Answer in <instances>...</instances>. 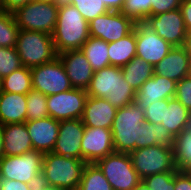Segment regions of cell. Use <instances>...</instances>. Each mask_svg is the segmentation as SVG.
<instances>
[{"instance_id":"47","label":"cell","mask_w":191,"mask_h":190,"mask_svg":"<svg viewBox=\"0 0 191 190\" xmlns=\"http://www.w3.org/2000/svg\"><path fill=\"white\" fill-rule=\"evenodd\" d=\"M72 0H56L55 1V5L60 8V7H63V6H67L69 4H71Z\"/></svg>"},{"instance_id":"18","label":"cell","mask_w":191,"mask_h":190,"mask_svg":"<svg viewBox=\"0 0 191 190\" xmlns=\"http://www.w3.org/2000/svg\"><path fill=\"white\" fill-rule=\"evenodd\" d=\"M176 83L174 80L153 74L137 91L134 102L145 110L153 102L175 97Z\"/></svg>"},{"instance_id":"28","label":"cell","mask_w":191,"mask_h":190,"mask_svg":"<svg viewBox=\"0 0 191 190\" xmlns=\"http://www.w3.org/2000/svg\"><path fill=\"white\" fill-rule=\"evenodd\" d=\"M32 87L31 69L22 66L1 79V91L27 95Z\"/></svg>"},{"instance_id":"25","label":"cell","mask_w":191,"mask_h":190,"mask_svg":"<svg viewBox=\"0 0 191 190\" xmlns=\"http://www.w3.org/2000/svg\"><path fill=\"white\" fill-rule=\"evenodd\" d=\"M108 46L110 65L123 67L136 56L135 28L130 34L120 40L109 42Z\"/></svg>"},{"instance_id":"32","label":"cell","mask_w":191,"mask_h":190,"mask_svg":"<svg viewBox=\"0 0 191 190\" xmlns=\"http://www.w3.org/2000/svg\"><path fill=\"white\" fill-rule=\"evenodd\" d=\"M27 118L26 121L43 119L49 116L47 108V96L40 91L32 89L27 94Z\"/></svg>"},{"instance_id":"27","label":"cell","mask_w":191,"mask_h":190,"mask_svg":"<svg viewBox=\"0 0 191 190\" xmlns=\"http://www.w3.org/2000/svg\"><path fill=\"white\" fill-rule=\"evenodd\" d=\"M108 47V42L90 36L80 50L84 53L92 69L97 71L110 66Z\"/></svg>"},{"instance_id":"35","label":"cell","mask_w":191,"mask_h":190,"mask_svg":"<svg viewBox=\"0 0 191 190\" xmlns=\"http://www.w3.org/2000/svg\"><path fill=\"white\" fill-rule=\"evenodd\" d=\"M22 66L16 47H0V79H3Z\"/></svg>"},{"instance_id":"34","label":"cell","mask_w":191,"mask_h":190,"mask_svg":"<svg viewBox=\"0 0 191 190\" xmlns=\"http://www.w3.org/2000/svg\"><path fill=\"white\" fill-rule=\"evenodd\" d=\"M71 4L76 7L88 23L109 12L102 0H72Z\"/></svg>"},{"instance_id":"11","label":"cell","mask_w":191,"mask_h":190,"mask_svg":"<svg viewBox=\"0 0 191 190\" xmlns=\"http://www.w3.org/2000/svg\"><path fill=\"white\" fill-rule=\"evenodd\" d=\"M87 98L86 90L80 88L47 96L49 116L57 121L81 119Z\"/></svg>"},{"instance_id":"48","label":"cell","mask_w":191,"mask_h":190,"mask_svg":"<svg viewBox=\"0 0 191 190\" xmlns=\"http://www.w3.org/2000/svg\"><path fill=\"white\" fill-rule=\"evenodd\" d=\"M131 190H150L148 188V186H146V184L141 180V182L135 186L134 188H132Z\"/></svg>"},{"instance_id":"7","label":"cell","mask_w":191,"mask_h":190,"mask_svg":"<svg viewBox=\"0 0 191 190\" xmlns=\"http://www.w3.org/2000/svg\"><path fill=\"white\" fill-rule=\"evenodd\" d=\"M59 8L54 3L31 1L13 12L20 30L37 31L52 35Z\"/></svg>"},{"instance_id":"40","label":"cell","mask_w":191,"mask_h":190,"mask_svg":"<svg viewBox=\"0 0 191 190\" xmlns=\"http://www.w3.org/2000/svg\"><path fill=\"white\" fill-rule=\"evenodd\" d=\"M175 190H191V175L186 170L175 173Z\"/></svg>"},{"instance_id":"15","label":"cell","mask_w":191,"mask_h":190,"mask_svg":"<svg viewBox=\"0 0 191 190\" xmlns=\"http://www.w3.org/2000/svg\"><path fill=\"white\" fill-rule=\"evenodd\" d=\"M82 160L87 164L115 152L111 129L85 126L81 141Z\"/></svg>"},{"instance_id":"20","label":"cell","mask_w":191,"mask_h":190,"mask_svg":"<svg viewBox=\"0 0 191 190\" xmlns=\"http://www.w3.org/2000/svg\"><path fill=\"white\" fill-rule=\"evenodd\" d=\"M154 74L180 81L191 75V62L181 46L173 47L169 53L154 67Z\"/></svg>"},{"instance_id":"24","label":"cell","mask_w":191,"mask_h":190,"mask_svg":"<svg viewBox=\"0 0 191 190\" xmlns=\"http://www.w3.org/2000/svg\"><path fill=\"white\" fill-rule=\"evenodd\" d=\"M190 113L178 99L170 98L168 99V106L165 107L164 121L161 124L175 138L189 127Z\"/></svg>"},{"instance_id":"37","label":"cell","mask_w":191,"mask_h":190,"mask_svg":"<svg viewBox=\"0 0 191 190\" xmlns=\"http://www.w3.org/2000/svg\"><path fill=\"white\" fill-rule=\"evenodd\" d=\"M168 106V99H163L158 102L151 103L144 110L145 121L153 124H161L164 121L165 107Z\"/></svg>"},{"instance_id":"13","label":"cell","mask_w":191,"mask_h":190,"mask_svg":"<svg viewBox=\"0 0 191 190\" xmlns=\"http://www.w3.org/2000/svg\"><path fill=\"white\" fill-rule=\"evenodd\" d=\"M136 56L155 67L173 48L144 23H135Z\"/></svg>"},{"instance_id":"22","label":"cell","mask_w":191,"mask_h":190,"mask_svg":"<svg viewBox=\"0 0 191 190\" xmlns=\"http://www.w3.org/2000/svg\"><path fill=\"white\" fill-rule=\"evenodd\" d=\"M2 130L6 156L22 155L33 150L25 123L5 124L2 125Z\"/></svg>"},{"instance_id":"8","label":"cell","mask_w":191,"mask_h":190,"mask_svg":"<svg viewBox=\"0 0 191 190\" xmlns=\"http://www.w3.org/2000/svg\"><path fill=\"white\" fill-rule=\"evenodd\" d=\"M130 158L141 180L157 173L178 171L172 147L153 145L138 148L130 153Z\"/></svg>"},{"instance_id":"4","label":"cell","mask_w":191,"mask_h":190,"mask_svg":"<svg viewBox=\"0 0 191 190\" xmlns=\"http://www.w3.org/2000/svg\"><path fill=\"white\" fill-rule=\"evenodd\" d=\"M89 23L72 4L60 7L52 40L56 53L81 49L89 39Z\"/></svg>"},{"instance_id":"26","label":"cell","mask_w":191,"mask_h":190,"mask_svg":"<svg viewBox=\"0 0 191 190\" xmlns=\"http://www.w3.org/2000/svg\"><path fill=\"white\" fill-rule=\"evenodd\" d=\"M123 78L137 91L154 74V67L135 56L129 63L121 67Z\"/></svg>"},{"instance_id":"16","label":"cell","mask_w":191,"mask_h":190,"mask_svg":"<svg viewBox=\"0 0 191 190\" xmlns=\"http://www.w3.org/2000/svg\"><path fill=\"white\" fill-rule=\"evenodd\" d=\"M85 125L81 119L59 121L58 137L52 153L82 160L81 141Z\"/></svg>"},{"instance_id":"17","label":"cell","mask_w":191,"mask_h":190,"mask_svg":"<svg viewBox=\"0 0 191 190\" xmlns=\"http://www.w3.org/2000/svg\"><path fill=\"white\" fill-rule=\"evenodd\" d=\"M73 88L86 90L93 78L94 70L80 49L58 54Z\"/></svg>"},{"instance_id":"10","label":"cell","mask_w":191,"mask_h":190,"mask_svg":"<svg viewBox=\"0 0 191 190\" xmlns=\"http://www.w3.org/2000/svg\"><path fill=\"white\" fill-rule=\"evenodd\" d=\"M31 76L33 89L46 96L73 88L59 57L49 63L31 68Z\"/></svg>"},{"instance_id":"36","label":"cell","mask_w":191,"mask_h":190,"mask_svg":"<svg viewBox=\"0 0 191 190\" xmlns=\"http://www.w3.org/2000/svg\"><path fill=\"white\" fill-rule=\"evenodd\" d=\"M177 171H169L153 174L142 181L150 190H175V173Z\"/></svg>"},{"instance_id":"19","label":"cell","mask_w":191,"mask_h":190,"mask_svg":"<svg viewBox=\"0 0 191 190\" xmlns=\"http://www.w3.org/2000/svg\"><path fill=\"white\" fill-rule=\"evenodd\" d=\"M25 124L33 150L43 154L52 152L58 137L59 121L48 116L43 119L26 121Z\"/></svg>"},{"instance_id":"49","label":"cell","mask_w":191,"mask_h":190,"mask_svg":"<svg viewBox=\"0 0 191 190\" xmlns=\"http://www.w3.org/2000/svg\"><path fill=\"white\" fill-rule=\"evenodd\" d=\"M33 190H57V189H53V188H50V187H45V186H42V185H38V186H35Z\"/></svg>"},{"instance_id":"42","label":"cell","mask_w":191,"mask_h":190,"mask_svg":"<svg viewBox=\"0 0 191 190\" xmlns=\"http://www.w3.org/2000/svg\"><path fill=\"white\" fill-rule=\"evenodd\" d=\"M33 0H0L1 11L13 13L16 9Z\"/></svg>"},{"instance_id":"44","label":"cell","mask_w":191,"mask_h":190,"mask_svg":"<svg viewBox=\"0 0 191 190\" xmlns=\"http://www.w3.org/2000/svg\"><path fill=\"white\" fill-rule=\"evenodd\" d=\"M109 11H121L125 0H102Z\"/></svg>"},{"instance_id":"9","label":"cell","mask_w":191,"mask_h":190,"mask_svg":"<svg viewBox=\"0 0 191 190\" xmlns=\"http://www.w3.org/2000/svg\"><path fill=\"white\" fill-rule=\"evenodd\" d=\"M95 164L113 190H131L141 182L128 153L114 152L98 160Z\"/></svg>"},{"instance_id":"12","label":"cell","mask_w":191,"mask_h":190,"mask_svg":"<svg viewBox=\"0 0 191 190\" xmlns=\"http://www.w3.org/2000/svg\"><path fill=\"white\" fill-rule=\"evenodd\" d=\"M135 22L120 11H109L89 22V35L105 42H116L130 34Z\"/></svg>"},{"instance_id":"52","label":"cell","mask_w":191,"mask_h":190,"mask_svg":"<svg viewBox=\"0 0 191 190\" xmlns=\"http://www.w3.org/2000/svg\"><path fill=\"white\" fill-rule=\"evenodd\" d=\"M189 127L191 128V113H190V122H189Z\"/></svg>"},{"instance_id":"3","label":"cell","mask_w":191,"mask_h":190,"mask_svg":"<svg viewBox=\"0 0 191 190\" xmlns=\"http://www.w3.org/2000/svg\"><path fill=\"white\" fill-rule=\"evenodd\" d=\"M86 164L78 158L45 153L40 185L57 190H77Z\"/></svg>"},{"instance_id":"21","label":"cell","mask_w":191,"mask_h":190,"mask_svg":"<svg viewBox=\"0 0 191 190\" xmlns=\"http://www.w3.org/2000/svg\"><path fill=\"white\" fill-rule=\"evenodd\" d=\"M117 108L105 98L88 96L81 118L85 126L111 129Z\"/></svg>"},{"instance_id":"50","label":"cell","mask_w":191,"mask_h":190,"mask_svg":"<svg viewBox=\"0 0 191 190\" xmlns=\"http://www.w3.org/2000/svg\"><path fill=\"white\" fill-rule=\"evenodd\" d=\"M33 1L42 3H55L56 0H33Z\"/></svg>"},{"instance_id":"14","label":"cell","mask_w":191,"mask_h":190,"mask_svg":"<svg viewBox=\"0 0 191 190\" xmlns=\"http://www.w3.org/2000/svg\"><path fill=\"white\" fill-rule=\"evenodd\" d=\"M143 23L173 47L182 46L187 30L180 8L149 16Z\"/></svg>"},{"instance_id":"23","label":"cell","mask_w":191,"mask_h":190,"mask_svg":"<svg viewBox=\"0 0 191 190\" xmlns=\"http://www.w3.org/2000/svg\"><path fill=\"white\" fill-rule=\"evenodd\" d=\"M27 95L0 90V124L25 123Z\"/></svg>"},{"instance_id":"5","label":"cell","mask_w":191,"mask_h":190,"mask_svg":"<svg viewBox=\"0 0 191 190\" xmlns=\"http://www.w3.org/2000/svg\"><path fill=\"white\" fill-rule=\"evenodd\" d=\"M16 50L22 65L30 69L58 57L52 35L43 32L19 30Z\"/></svg>"},{"instance_id":"41","label":"cell","mask_w":191,"mask_h":190,"mask_svg":"<svg viewBox=\"0 0 191 190\" xmlns=\"http://www.w3.org/2000/svg\"><path fill=\"white\" fill-rule=\"evenodd\" d=\"M1 190H33L35 186L16 180L0 178Z\"/></svg>"},{"instance_id":"45","label":"cell","mask_w":191,"mask_h":190,"mask_svg":"<svg viewBox=\"0 0 191 190\" xmlns=\"http://www.w3.org/2000/svg\"><path fill=\"white\" fill-rule=\"evenodd\" d=\"M189 57L191 62V30H188L185 35V39L181 46Z\"/></svg>"},{"instance_id":"29","label":"cell","mask_w":191,"mask_h":190,"mask_svg":"<svg viewBox=\"0 0 191 190\" xmlns=\"http://www.w3.org/2000/svg\"><path fill=\"white\" fill-rule=\"evenodd\" d=\"M174 165L178 170L191 166V128L183 130L174 138Z\"/></svg>"},{"instance_id":"39","label":"cell","mask_w":191,"mask_h":190,"mask_svg":"<svg viewBox=\"0 0 191 190\" xmlns=\"http://www.w3.org/2000/svg\"><path fill=\"white\" fill-rule=\"evenodd\" d=\"M182 0H151V16L180 8Z\"/></svg>"},{"instance_id":"38","label":"cell","mask_w":191,"mask_h":190,"mask_svg":"<svg viewBox=\"0 0 191 190\" xmlns=\"http://www.w3.org/2000/svg\"><path fill=\"white\" fill-rule=\"evenodd\" d=\"M175 98L191 112V75L176 83Z\"/></svg>"},{"instance_id":"46","label":"cell","mask_w":191,"mask_h":190,"mask_svg":"<svg viewBox=\"0 0 191 190\" xmlns=\"http://www.w3.org/2000/svg\"><path fill=\"white\" fill-rule=\"evenodd\" d=\"M4 140H3V130L2 125L0 124V159L5 155L4 154Z\"/></svg>"},{"instance_id":"30","label":"cell","mask_w":191,"mask_h":190,"mask_svg":"<svg viewBox=\"0 0 191 190\" xmlns=\"http://www.w3.org/2000/svg\"><path fill=\"white\" fill-rule=\"evenodd\" d=\"M77 190H113L102 171L95 164H86Z\"/></svg>"},{"instance_id":"1","label":"cell","mask_w":191,"mask_h":190,"mask_svg":"<svg viewBox=\"0 0 191 190\" xmlns=\"http://www.w3.org/2000/svg\"><path fill=\"white\" fill-rule=\"evenodd\" d=\"M111 132L115 152L130 154L133 150L159 145L174 147V137L162 124L145 121L144 110L135 102L117 108Z\"/></svg>"},{"instance_id":"51","label":"cell","mask_w":191,"mask_h":190,"mask_svg":"<svg viewBox=\"0 0 191 190\" xmlns=\"http://www.w3.org/2000/svg\"><path fill=\"white\" fill-rule=\"evenodd\" d=\"M186 171L191 175V166H189Z\"/></svg>"},{"instance_id":"6","label":"cell","mask_w":191,"mask_h":190,"mask_svg":"<svg viewBox=\"0 0 191 190\" xmlns=\"http://www.w3.org/2000/svg\"><path fill=\"white\" fill-rule=\"evenodd\" d=\"M44 154L36 150L0 159V178L40 185Z\"/></svg>"},{"instance_id":"33","label":"cell","mask_w":191,"mask_h":190,"mask_svg":"<svg viewBox=\"0 0 191 190\" xmlns=\"http://www.w3.org/2000/svg\"><path fill=\"white\" fill-rule=\"evenodd\" d=\"M120 12L135 23H143L151 16V0H125Z\"/></svg>"},{"instance_id":"43","label":"cell","mask_w":191,"mask_h":190,"mask_svg":"<svg viewBox=\"0 0 191 190\" xmlns=\"http://www.w3.org/2000/svg\"><path fill=\"white\" fill-rule=\"evenodd\" d=\"M180 10L186 30H191V0H182Z\"/></svg>"},{"instance_id":"31","label":"cell","mask_w":191,"mask_h":190,"mask_svg":"<svg viewBox=\"0 0 191 190\" xmlns=\"http://www.w3.org/2000/svg\"><path fill=\"white\" fill-rule=\"evenodd\" d=\"M19 27L16 24L13 13L0 12V47H16Z\"/></svg>"},{"instance_id":"2","label":"cell","mask_w":191,"mask_h":190,"mask_svg":"<svg viewBox=\"0 0 191 190\" xmlns=\"http://www.w3.org/2000/svg\"><path fill=\"white\" fill-rule=\"evenodd\" d=\"M86 92L90 97L105 98L116 108L128 106L136 97V91L123 78L121 67L111 65L94 71Z\"/></svg>"}]
</instances>
